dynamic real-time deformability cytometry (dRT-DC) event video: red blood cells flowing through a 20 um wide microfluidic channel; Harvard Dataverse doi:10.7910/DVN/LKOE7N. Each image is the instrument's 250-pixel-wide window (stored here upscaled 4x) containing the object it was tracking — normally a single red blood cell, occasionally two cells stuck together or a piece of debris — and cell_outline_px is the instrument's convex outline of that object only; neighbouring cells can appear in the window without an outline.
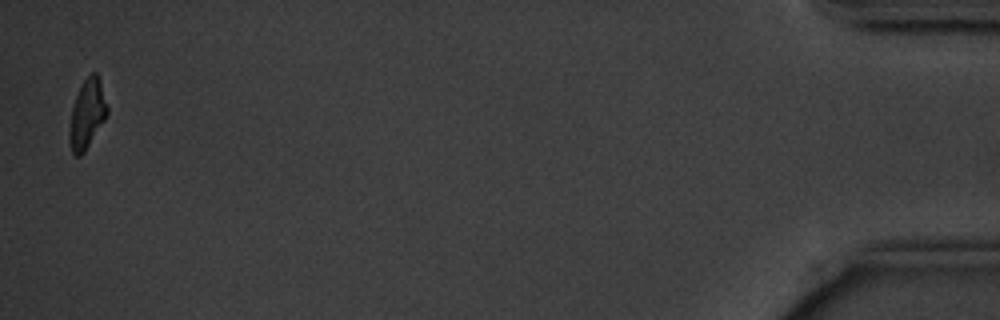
{"species": "common noctule bat (a hibernating species)", "species_latin": "Nyctalus noctula", "temperature_condition": "cold", "stored_images_in_passage": 15, "camera_frame_rate_fps": 3000, "um_per_image_px": 0.085, "animal": {"sex": "male", "body_mass_g": 20.1, "forearm_length_mm": 53.5}, "frame": {"image": 1, "passage_image": 15, "time_ms": 17.0, "image_size_px": [1000, 320], "cell_outline_px": [[108, 112], [104, 120], [84, 152], [80, 156], [76, 156], [72, 152], [68, 136], [68, 132], [72, 108], [76, 96], [84, 80], [92, 72], [96, 72], [100, 80], [108, 108]], "centroid_in_image_um": [7.39, 9.7], "position_along_channel_um": 427.8, "area_um2": 14.97}, "authors_computed_cell_mechanics": {"area_um2": 16.184, "velocity_mm_per_s": 3.5718, "shape_relaxation_time_tau1_ms": 8.8394, "shape_relaxation_time_tau2_ms": null, "deformation_change_tau1": 0.13, "deformation_change_tau2": null}}